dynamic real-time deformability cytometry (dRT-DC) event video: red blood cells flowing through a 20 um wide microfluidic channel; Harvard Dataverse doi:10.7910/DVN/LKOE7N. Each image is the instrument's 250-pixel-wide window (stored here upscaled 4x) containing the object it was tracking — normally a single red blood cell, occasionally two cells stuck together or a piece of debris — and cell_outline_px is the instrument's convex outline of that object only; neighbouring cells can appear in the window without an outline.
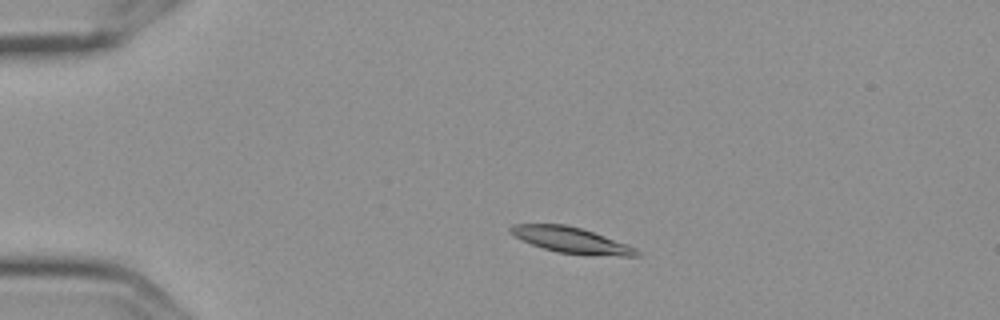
{"species": "Egyptian fruit bat (a non-hibernating species)", "species_latin": "Rousettus aegyptiacus", "temperature_condition": "cold", "stored_images_in_passage": 3, "camera_frame_rate_fps": 3000, "um_per_image_px": 0.085, "frame": {"image": 1, "passage_image": 2, "time_ms": 0.333, "image_size_px": [1000, 320], "cell_outline_px": [[640, 256], [620, 256], [556, 252], [532, 244], [508, 232], [508, 228], [512, 224], [564, 224], [580, 228], [628, 244], [636, 248], [640, 252]], "centroid_in_image_um": [48.55, 20.4], "position_along_channel_um": 36.4, "area_um2": 18.61}}